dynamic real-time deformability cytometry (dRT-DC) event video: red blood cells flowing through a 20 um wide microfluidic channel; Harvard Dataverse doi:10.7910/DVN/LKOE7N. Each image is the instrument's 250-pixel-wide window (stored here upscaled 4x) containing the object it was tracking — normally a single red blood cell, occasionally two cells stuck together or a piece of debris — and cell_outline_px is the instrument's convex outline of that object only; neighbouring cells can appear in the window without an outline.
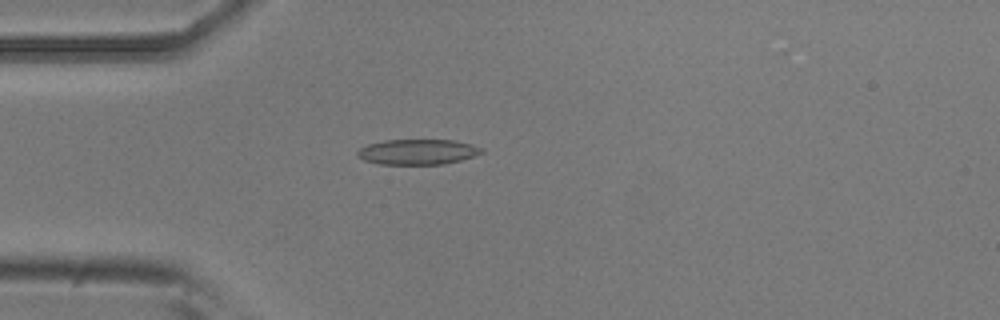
{"species": "common noctule bat (a hibernating species)", "species_latin": "Nyctalus noctula", "temperature_condition": "room temperature", "stored_images_in_passage": 33, "camera_frame_rate_fps": 3000, "um_per_image_px": 0.085, "animal": {"sex": "male", "body_mass_g": 20.5, "forearm_length_mm": 52.5}, "frame": {"image": 1, "passage_image": 4, "time_ms": 1.0, "image_size_px": [1000, 320], "cell_outline_px": [[484, 152], [460, 160], [444, 164], [380, 164], [364, 160], [356, 156], [356, 152], [360, 148], [368, 144], [384, 140], [452, 140], [472, 144], [484, 148]], "centroid_in_image_um": [35.49, 12.9], "position_along_channel_um": 49.5, "area_um2": 18.32}}
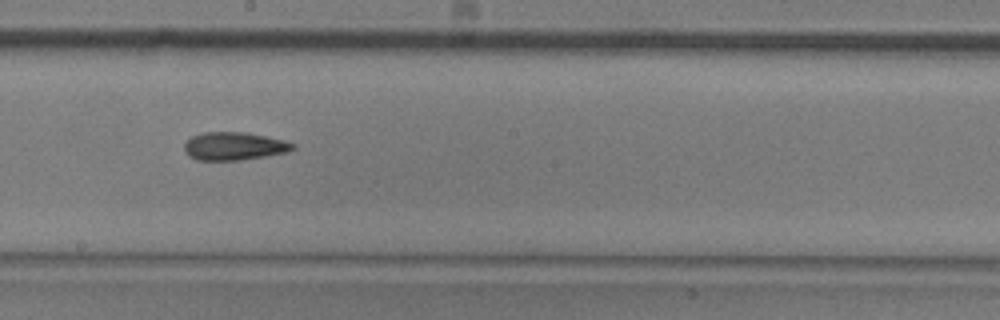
{"frame": {"image": 2, "passage_image": 19, "time_ms": 6.0, "image_size_px": [1000, 320], "cell_outline_px": [[296, 148], [288, 152], [240, 160], [196, 160], [188, 156], [184, 148], [184, 144], [192, 136], [204, 132], [244, 132], [284, 140], [296, 144]], "centroid_in_image_um": [19.9, 12.42], "position_along_channel_um": 228.3, "area_um2": 17.69}}
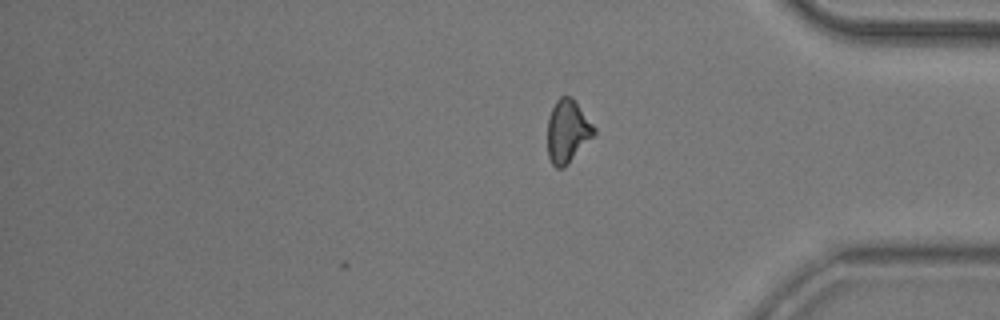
{"frame": {"image": 3, "passage_image": 33, "time_ms": 10.667, "image_size_px": [1000, 320], "cell_outline_px": [[596, 132], [568, 164], [564, 168], [556, 168], [552, 164], [548, 156], [548, 116], [556, 100], [560, 96], [572, 96], [596, 128]], "centroid_in_image_um": [48.23, 11.14], "position_along_channel_um": 387.0, "area_um2": 17.05}, "authors_computed_cell_mechanics": {"area_um2": 17.5712, "velocity_mm_per_s": 3.7551, "shape_relaxation_time_tau1_ms": null, "shape_relaxation_time_tau2_ms": 5.1898, "deformation_change_tau1": null, "deformation_change_tau2": 0.1442}}